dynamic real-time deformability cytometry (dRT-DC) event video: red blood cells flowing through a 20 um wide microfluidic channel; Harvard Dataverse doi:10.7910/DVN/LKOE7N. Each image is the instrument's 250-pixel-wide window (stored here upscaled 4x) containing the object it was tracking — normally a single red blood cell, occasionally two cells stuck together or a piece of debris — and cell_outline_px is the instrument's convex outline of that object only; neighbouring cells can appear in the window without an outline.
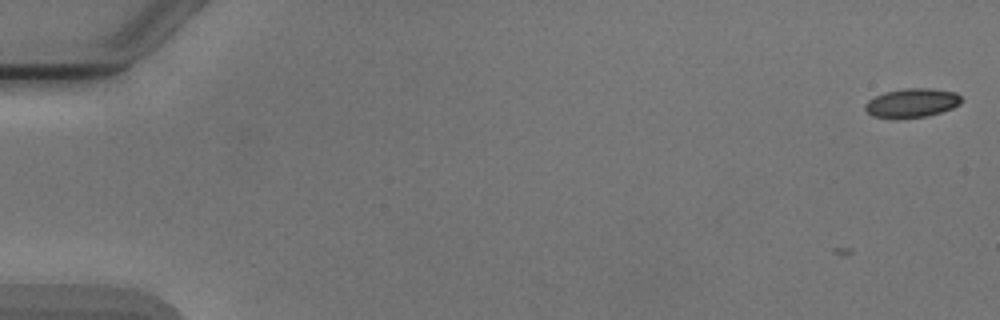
{"species": "Egyptian fruit bat (a non-hibernating species)", "species_latin": "Rousettus aegyptiacus", "temperature_condition": "cold", "stored_images_in_passage": 8, "camera_frame_rate_fps": 3000, "um_per_image_px": 0.085, "animal": {"sex": "male"}, "frame": {"image": 1, "passage_image": 1, "time_ms": 0.0, "image_size_px": [1000, 320], "cell_outline_px": [[960, 104], [952, 108], [940, 112], [924, 116], [872, 116], [864, 108], [864, 104], [868, 100], [884, 92], [904, 88], [932, 88], [956, 92], [960, 96]], "centroid_in_image_um": [77.52, 8.7], "position_along_channel_um": 7.5, "area_um2": 15.72}}
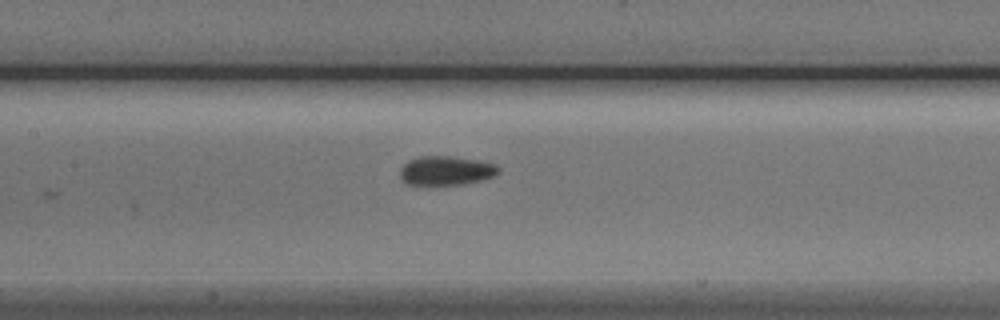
{"frame": {"image": 2, "passage_image": 8, "time_ms": 8.333, "image_size_px": [1000, 320], "cell_outline_px": [[500, 172], [496, 176], [484, 180], [464, 184], [428, 188], [416, 188], [404, 184], [400, 180], [400, 168], [408, 160], [420, 156], [448, 156], [476, 160], [496, 164], [500, 168]], "centroid_in_image_um": [37.84, 14.58], "position_along_channel_um": 169.6, "area_um2": 17.92}}